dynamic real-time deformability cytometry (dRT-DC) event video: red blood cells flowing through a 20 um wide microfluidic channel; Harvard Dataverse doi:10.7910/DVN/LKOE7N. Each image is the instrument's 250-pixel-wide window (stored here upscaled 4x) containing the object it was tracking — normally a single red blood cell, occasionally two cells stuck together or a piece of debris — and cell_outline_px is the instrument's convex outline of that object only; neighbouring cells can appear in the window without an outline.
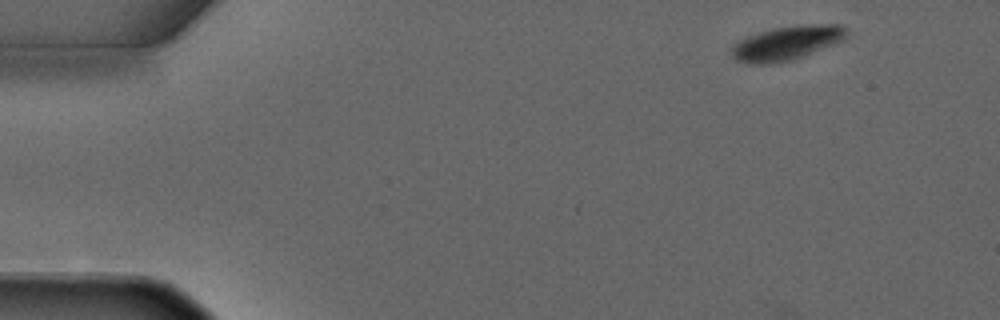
{"species": "common noctule bat (a hibernating species)", "species_latin": "Nyctalus noctula", "temperature_condition": "warm", "stored_images_in_passage": 4, "camera_frame_rate_fps": 3000, "um_per_image_px": 0.085, "animal": {"sex": "male", "forearm_length_mm": 52.5}, "frame": {"image": 1, "passage_image": 1, "time_ms": 0.0, "image_size_px": [1000, 320], "cell_outline_px": [[848, 36], [844, 40], [792, 60], [768, 64], [756, 64], [736, 60], [728, 52], [728, 48], [732, 44], [748, 36], [772, 28], [800, 24], [840, 24], [844, 28]], "centroid_in_image_um": [66.84, 3.65], "position_along_channel_um": 18.2, "area_um2": 23.0}}